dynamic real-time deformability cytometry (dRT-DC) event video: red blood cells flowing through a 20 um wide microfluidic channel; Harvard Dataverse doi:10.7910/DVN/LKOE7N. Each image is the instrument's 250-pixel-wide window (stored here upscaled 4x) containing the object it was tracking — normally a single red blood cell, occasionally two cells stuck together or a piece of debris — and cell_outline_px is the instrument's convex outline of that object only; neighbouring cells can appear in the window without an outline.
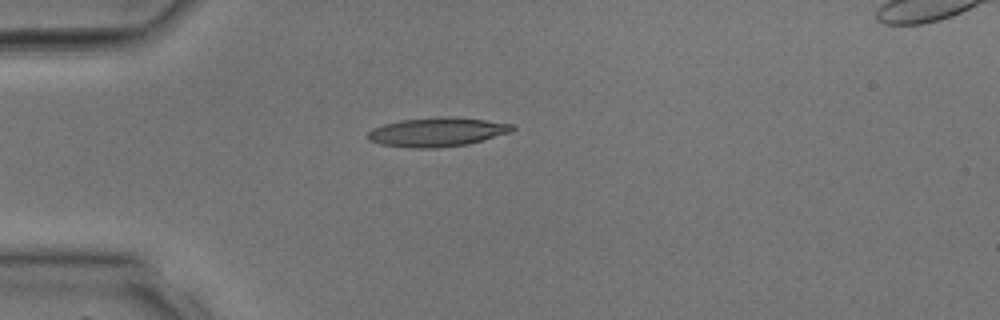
{"species": "common noctule bat (a hibernating species)", "species_latin": "Nyctalus noctula", "temperature_condition": "room temperature", "stored_images_in_passage": 1, "camera_frame_rate_fps": 3000, "um_per_image_px": 0.085, "animal": {"sex": "male", "body_mass_g": 17.9, "forearm_length_mm": 54.2}, "frame": {"image": 1, "passage_image": 1, "time_ms": 0.0, "image_size_px": [1000, 320], "cell_outline_px": [[516, 128], [512, 132], [468, 144], [436, 148], [412, 148], [380, 144], [368, 140], [368, 132], [372, 128], [384, 124], [400, 120], [436, 116], [484, 120], [516, 124]], "centroid_in_image_um": [37.17, 11.22], "position_along_channel_um": 47.8, "area_um2": 24.51}}